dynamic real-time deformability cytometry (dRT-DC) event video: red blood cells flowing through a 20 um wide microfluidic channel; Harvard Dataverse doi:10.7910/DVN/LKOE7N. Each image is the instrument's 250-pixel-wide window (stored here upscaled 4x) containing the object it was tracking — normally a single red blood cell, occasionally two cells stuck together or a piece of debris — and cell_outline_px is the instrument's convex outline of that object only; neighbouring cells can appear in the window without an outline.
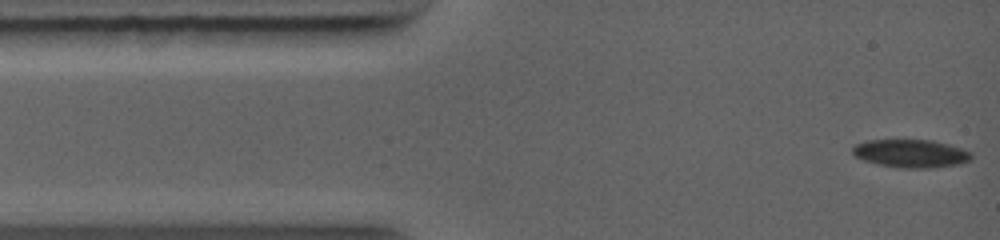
{"species": "common noctule bat (a hibernating species)", "species_latin": "Nyctalus noctula", "temperature_condition": "warm", "stored_images_in_passage": 27, "camera_frame_rate_fps": 5000, "um_per_image_px": 0.085, "animal": {"sex": "female", "body_mass_g": 19.0, "forearm_length_mm": 56.7}, "frame": {"image": 1, "passage_image": 1, "time_ms": 0.0, "image_size_px": [1000, 240], "cell_outline_px": [[972, 156], [968, 160], [960, 164], [932, 168], [896, 168], [864, 160], [856, 156], [852, 152], [852, 148], [856, 144], [864, 140], [932, 140], [948, 144], [972, 152]], "centroid_in_image_um": [77.42, 13.05], "position_along_channel_um": 7.6, "area_um2": 19.42}}
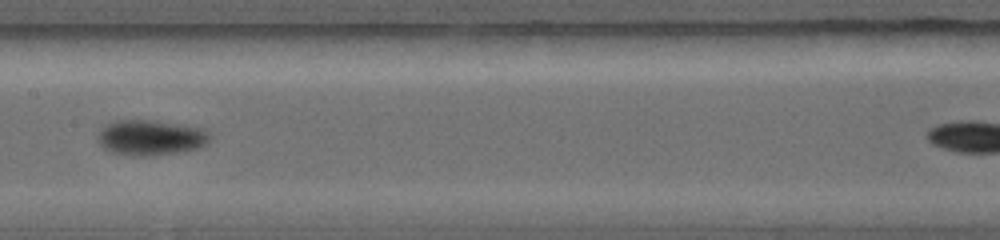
{"frame": {"image": 2, "passage_image": 12, "time_ms": 5.4, "image_size_px": [1000, 240], "cell_outline_px": [[212, 136], [200, 148], [176, 152], [148, 156], [132, 156], [112, 152], [104, 148], [96, 140], [96, 136], [100, 128], [104, 124], [116, 120], [152, 120], [204, 128]], "centroid_in_image_um": [12.75, 11.68], "position_along_channel_um": 194.6, "area_um2": 23.29}}
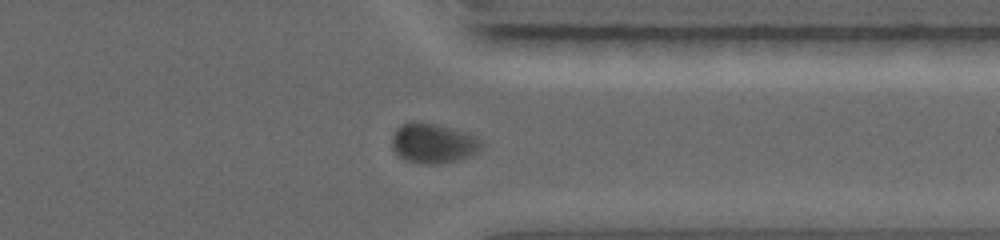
{"frame": {"image": 3, "passage_image": 22, "time_ms": 9.2, "image_size_px": [1000, 240], "cell_outline_px": [[484, 144], [472, 156], [456, 160], [432, 164], [424, 164], [404, 160], [392, 148], [392, 136], [396, 128], [400, 124], [408, 120], [420, 120], [440, 124], [476, 136]], "centroid_in_image_um": [36.79, 12.13], "position_along_channel_um": 374.6, "area_um2": 21.15}}